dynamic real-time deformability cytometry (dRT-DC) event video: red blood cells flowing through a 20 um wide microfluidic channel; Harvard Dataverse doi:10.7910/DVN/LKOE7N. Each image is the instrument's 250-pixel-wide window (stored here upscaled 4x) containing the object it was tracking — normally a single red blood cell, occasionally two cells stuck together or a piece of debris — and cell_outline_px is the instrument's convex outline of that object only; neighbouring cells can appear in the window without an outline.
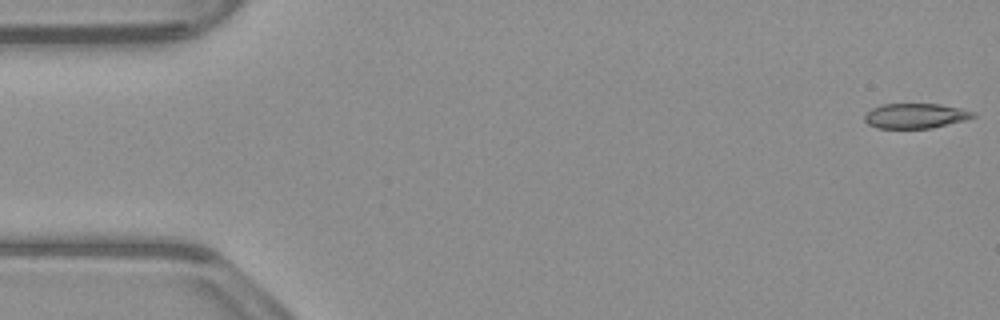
{"species": "common noctule bat (a hibernating species)", "species_latin": "Nyctalus noctula", "temperature_condition": "warm", "stored_images_in_passage": 53, "camera_frame_rate_fps": 3000, "um_per_image_px": 0.085, "animal": {"sex": "male", "body_mass_g": 23.1, "forearm_length_mm": 52.7}, "frame": {"image": 1, "passage_image": 1, "time_ms": 0.0, "image_size_px": [1000, 320], "cell_outline_px": [[976, 116], [968, 120], [932, 128], [876, 128], [868, 124], [864, 120], [864, 116], [872, 108], [880, 104], [940, 104], [960, 108], [976, 112]], "centroid_in_image_um": [77.85, 9.85], "position_along_channel_um": 7.2, "area_um2": 15.95}}
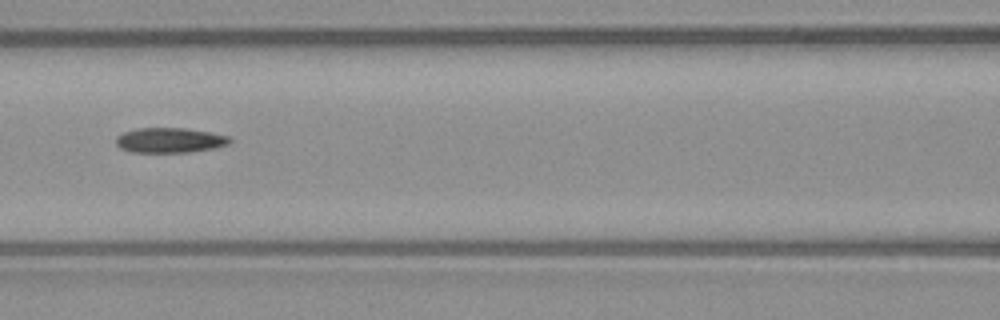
{"frame": {"image": 2, "passage_image": 23, "time_ms": 7.333, "image_size_px": [1000, 320], "cell_outline_px": [[232, 140], [228, 144], [212, 148], [188, 152], [132, 152], [120, 148], [116, 144], [116, 136], [124, 132], [136, 128], [184, 128], [212, 132], [228, 136]], "centroid_in_image_um": [14.41, 11.91], "position_along_channel_um": 152.2, "area_um2": 16.53}}
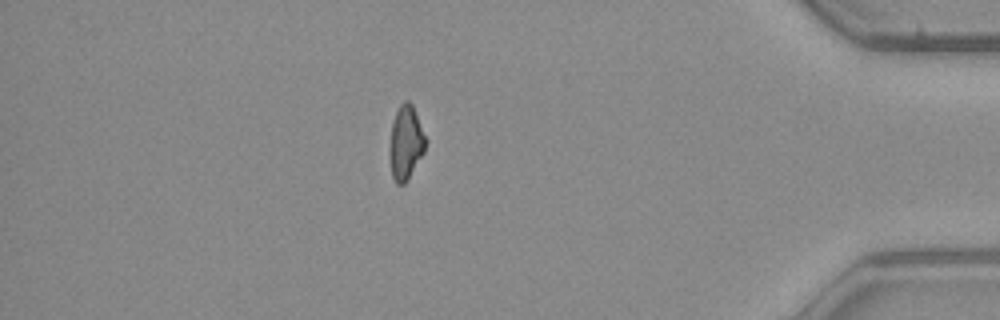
{"frame": {"image": 3, "passage_image": 46, "time_ms": 15.0, "image_size_px": [1000, 320], "cell_outline_px": [[428, 140], [424, 152], [408, 180], [404, 184], [396, 184], [392, 176], [392, 120], [400, 104], [404, 100], [408, 100], [412, 104]], "centroid_in_image_um": [34.55, 12.1], "position_along_channel_um": 400.6, "area_um2": 15.14}}